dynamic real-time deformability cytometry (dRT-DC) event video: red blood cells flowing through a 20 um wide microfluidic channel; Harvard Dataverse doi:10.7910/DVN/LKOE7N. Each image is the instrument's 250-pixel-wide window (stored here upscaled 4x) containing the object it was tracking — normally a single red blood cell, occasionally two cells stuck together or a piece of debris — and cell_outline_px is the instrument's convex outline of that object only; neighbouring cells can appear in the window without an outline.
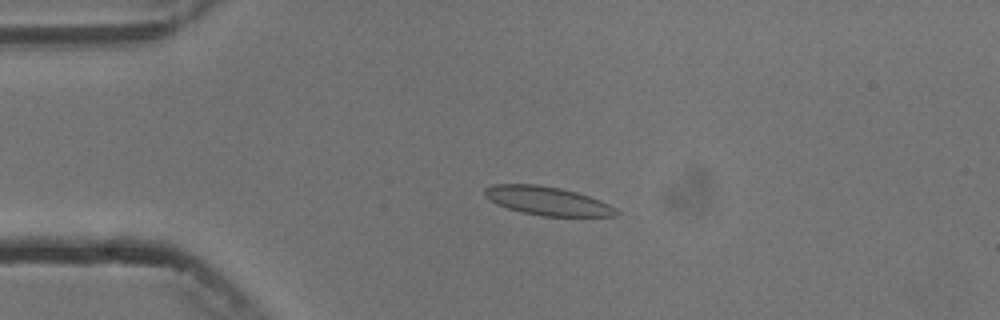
{"species": "common noctule bat (a hibernating species)", "species_latin": "Nyctalus noctula", "temperature_condition": "cold", "stored_images_in_passage": 4, "camera_frame_rate_fps": 3000, "um_per_image_px": 0.085, "animal": {"sex": "male", "body_mass_g": 13.3}, "frame": {"image": 1, "passage_image": 3, "time_ms": 2.333, "image_size_px": [1000, 320], "cell_outline_px": [[620, 212], [616, 216], [540, 216], [520, 212], [496, 204], [488, 200], [484, 196], [484, 188], [492, 184], [536, 184], [560, 188], [576, 192], [600, 200], [616, 208]], "centroid_in_image_um": [46.49, 17.08], "position_along_channel_um": 38.5, "area_um2": 22.08}}